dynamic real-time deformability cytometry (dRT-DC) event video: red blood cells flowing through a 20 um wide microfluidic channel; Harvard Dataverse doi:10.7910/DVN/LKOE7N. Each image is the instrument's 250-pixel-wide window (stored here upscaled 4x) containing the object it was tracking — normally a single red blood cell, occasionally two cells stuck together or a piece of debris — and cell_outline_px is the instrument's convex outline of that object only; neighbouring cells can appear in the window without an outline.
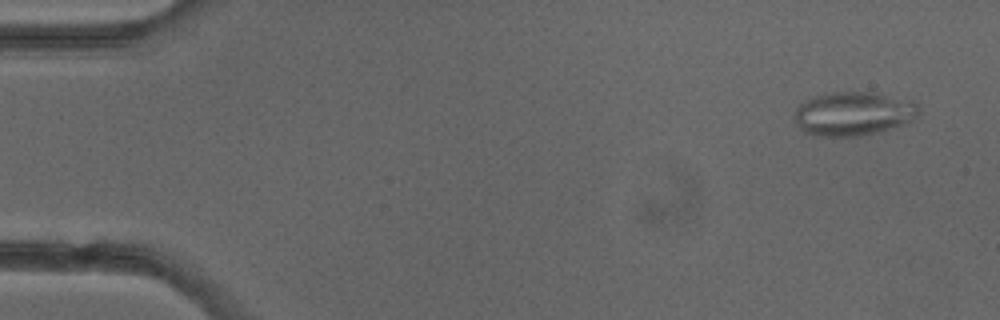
{"species": "common noctule bat (a hibernating species)", "species_latin": "Nyctalus noctula", "temperature_condition": "cold", "stored_images_in_passage": 4, "camera_frame_rate_fps": 3000, "um_per_image_px": 0.085, "animal": {"sex": "female"}, "frame": {"image": 1, "passage_image": 1, "time_ms": 0.0, "image_size_px": [1000, 320], "cell_outline_px": [[920, 108], [916, 116], [912, 120], [904, 124], [876, 132], [860, 136], [816, 136], [804, 132], [796, 124], [796, 108], [800, 104], [812, 96], [832, 92], [872, 92], [916, 100]], "centroid_in_image_um": [72.56, 9.65], "position_along_channel_um": 12.4, "area_um2": 31.91}}